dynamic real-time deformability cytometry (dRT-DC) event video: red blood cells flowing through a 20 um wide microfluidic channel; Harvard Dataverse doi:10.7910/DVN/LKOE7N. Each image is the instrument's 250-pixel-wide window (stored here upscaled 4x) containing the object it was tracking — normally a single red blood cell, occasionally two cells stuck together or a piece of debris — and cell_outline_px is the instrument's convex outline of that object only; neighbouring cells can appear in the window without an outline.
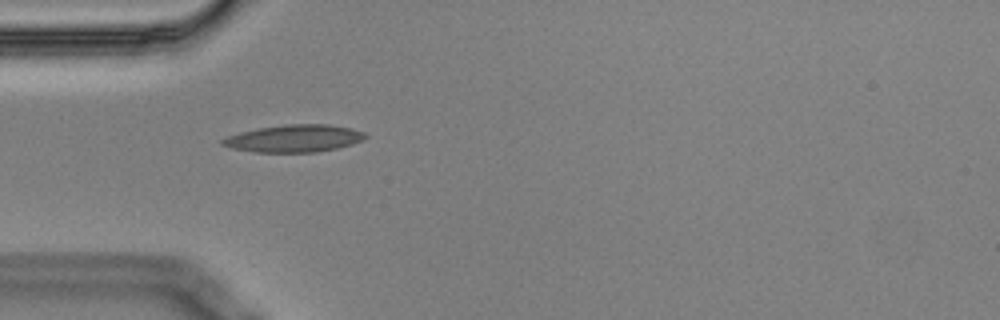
{"species": "Egyptian fruit bat (a non-hibernating species)", "species_latin": "Rousettus aegyptiacus", "temperature_condition": "cold", "stored_images_in_passage": 6, "camera_frame_rate_fps": 3000, "um_per_image_px": 0.085, "animal": {"sex": "male"}, "frame": {"image": 1, "passage_image": 5, "time_ms": 1.333, "image_size_px": [1000, 320], "cell_outline_px": [[368, 136], [352, 144], [336, 148], [316, 152], [256, 152], [232, 148], [220, 144], [220, 140], [228, 136], [240, 132], [260, 128], [284, 124], [328, 124], [352, 128], [364, 132]], "centroid_in_image_um": [25.0, 11.76], "position_along_channel_um": 60.0, "area_um2": 22.66}}
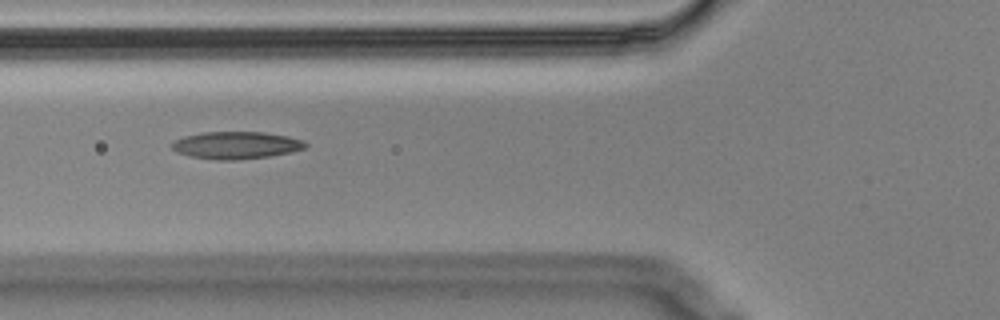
{"frame": {"image": 2, "passage_image": 6, "time_ms": 1.667, "image_size_px": [1000, 320], "cell_outline_px": [[308, 144], [304, 148], [292, 152], [268, 156], [236, 160], [216, 160], [188, 156], [172, 148], [172, 144], [176, 140], [184, 136], [204, 132], [264, 132], [288, 136], [304, 140]], "centroid_in_image_um": [20.11, 12.34], "position_along_channel_um": 105.7, "area_um2": 21.15}}